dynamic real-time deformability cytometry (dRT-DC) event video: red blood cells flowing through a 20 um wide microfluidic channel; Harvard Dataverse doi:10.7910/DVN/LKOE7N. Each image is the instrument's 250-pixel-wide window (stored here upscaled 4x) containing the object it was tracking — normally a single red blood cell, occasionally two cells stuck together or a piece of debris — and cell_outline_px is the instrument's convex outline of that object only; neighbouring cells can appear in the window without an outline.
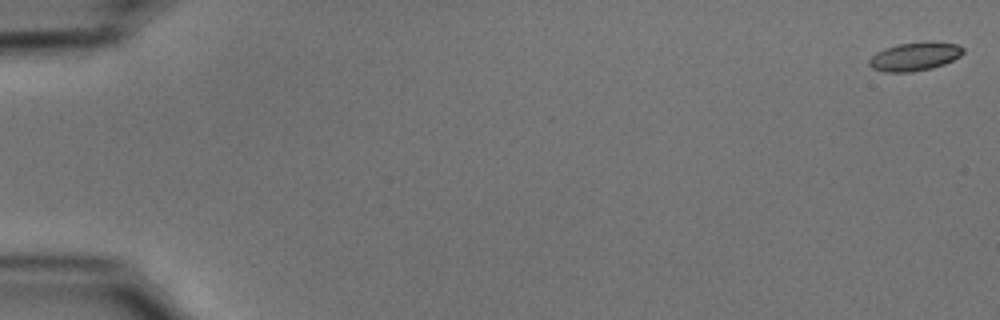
{"species": "common noctule bat (a hibernating species)", "species_latin": "Nyctalus noctula", "temperature_condition": "cold", "stored_images_in_passage": 6, "camera_frame_rate_fps": 3000, "um_per_image_px": 0.085, "animal": {"sex": "male", "body_mass_g": 15.6}, "frame": {"image": 1, "passage_image": 1, "time_ms": 0.0, "image_size_px": [1000, 320], "cell_outline_px": [[964, 52], [960, 56], [944, 64], [932, 68], [912, 72], [884, 72], [872, 68], [868, 64], [868, 60], [876, 52], [884, 48], [896, 44], [924, 40], [928, 40], [960, 44], [964, 48]], "centroid_in_image_um": [77.77, 4.77], "position_along_channel_um": 7.2, "area_um2": 16.07}}